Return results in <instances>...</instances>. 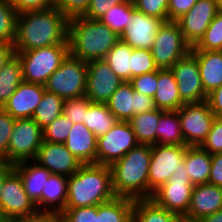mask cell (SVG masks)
Wrapping results in <instances>:
<instances>
[{
  "label": "cell",
  "mask_w": 222,
  "mask_h": 222,
  "mask_svg": "<svg viewBox=\"0 0 222 222\" xmlns=\"http://www.w3.org/2000/svg\"><path fill=\"white\" fill-rule=\"evenodd\" d=\"M69 19L56 7L18 13L16 51H27L68 42Z\"/></svg>",
  "instance_id": "cell-1"
},
{
  "label": "cell",
  "mask_w": 222,
  "mask_h": 222,
  "mask_svg": "<svg viewBox=\"0 0 222 222\" xmlns=\"http://www.w3.org/2000/svg\"><path fill=\"white\" fill-rule=\"evenodd\" d=\"M115 197L108 165L84 164L67 178L65 208L98 206Z\"/></svg>",
  "instance_id": "cell-2"
},
{
  "label": "cell",
  "mask_w": 222,
  "mask_h": 222,
  "mask_svg": "<svg viewBox=\"0 0 222 222\" xmlns=\"http://www.w3.org/2000/svg\"><path fill=\"white\" fill-rule=\"evenodd\" d=\"M151 145L139 144L110 165L116 196L149 199V167Z\"/></svg>",
  "instance_id": "cell-3"
},
{
  "label": "cell",
  "mask_w": 222,
  "mask_h": 222,
  "mask_svg": "<svg viewBox=\"0 0 222 222\" xmlns=\"http://www.w3.org/2000/svg\"><path fill=\"white\" fill-rule=\"evenodd\" d=\"M119 40L120 36L100 20L83 16L69 19V52L82 61L103 60Z\"/></svg>",
  "instance_id": "cell-4"
},
{
  "label": "cell",
  "mask_w": 222,
  "mask_h": 222,
  "mask_svg": "<svg viewBox=\"0 0 222 222\" xmlns=\"http://www.w3.org/2000/svg\"><path fill=\"white\" fill-rule=\"evenodd\" d=\"M69 54V44L15 52L21 62L23 80L43 86Z\"/></svg>",
  "instance_id": "cell-5"
},
{
  "label": "cell",
  "mask_w": 222,
  "mask_h": 222,
  "mask_svg": "<svg viewBox=\"0 0 222 222\" xmlns=\"http://www.w3.org/2000/svg\"><path fill=\"white\" fill-rule=\"evenodd\" d=\"M87 80V62L70 54L59 68L48 78L46 91L60 96L63 100L85 95Z\"/></svg>",
  "instance_id": "cell-6"
},
{
  "label": "cell",
  "mask_w": 222,
  "mask_h": 222,
  "mask_svg": "<svg viewBox=\"0 0 222 222\" xmlns=\"http://www.w3.org/2000/svg\"><path fill=\"white\" fill-rule=\"evenodd\" d=\"M190 50L191 47L185 42L179 24L175 21H166L155 35L151 53L158 69H170Z\"/></svg>",
  "instance_id": "cell-7"
},
{
  "label": "cell",
  "mask_w": 222,
  "mask_h": 222,
  "mask_svg": "<svg viewBox=\"0 0 222 222\" xmlns=\"http://www.w3.org/2000/svg\"><path fill=\"white\" fill-rule=\"evenodd\" d=\"M42 141V129L34 119H15L6 154V162L17 164L22 161H30L31 158L33 162Z\"/></svg>",
  "instance_id": "cell-8"
},
{
  "label": "cell",
  "mask_w": 222,
  "mask_h": 222,
  "mask_svg": "<svg viewBox=\"0 0 222 222\" xmlns=\"http://www.w3.org/2000/svg\"><path fill=\"white\" fill-rule=\"evenodd\" d=\"M186 172L183 160L181 168L177 172H174L170 180L157 189L151 198L158 206L182 218L187 214L189 209L194 187Z\"/></svg>",
  "instance_id": "cell-9"
},
{
  "label": "cell",
  "mask_w": 222,
  "mask_h": 222,
  "mask_svg": "<svg viewBox=\"0 0 222 222\" xmlns=\"http://www.w3.org/2000/svg\"><path fill=\"white\" fill-rule=\"evenodd\" d=\"M0 211L5 220L34 219L41 214L25 192L20 175L13 170L1 190Z\"/></svg>",
  "instance_id": "cell-10"
},
{
  "label": "cell",
  "mask_w": 222,
  "mask_h": 222,
  "mask_svg": "<svg viewBox=\"0 0 222 222\" xmlns=\"http://www.w3.org/2000/svg\"><path fill=\"white\" fill-rule=\"evenodd\" d=\"M185 145L155 144L151 146L149 167V199L153 193L170 180L171 175L181 168L184 160Z\"/></svg>",
  "instance_id": "cell-11"
},
{
  "label": "cell",
  "mask_w": 222,
  "mask_h": 222,
  "mask_svg": "<svg viewBox=\"0 0 222 222\" xmlns=\"http://www.w3.org/2000/svg\"><path fill=\"white\" fill-rule=\"evenodd\" d=\"M138 145L128 121H117L107 133L97 138L96 164L110 166Z\"/></svg>",
  "instance_id": "cell-12"
},
{
  "label": "cell",
  "mask_w": 222,
  "mask_h": 222,
  "mask_svg": "<svg viewBox=\"0 0 222 222\" xmlns=\"http://www.w3.org/2000/svg\"><path fill=\"white\" fill-rule=\"evenodd\" d=\"M177 111L185 146H201L216 118L209 104L206 101L184 104Z\"/></svg>",
  "instance_id": "cell-13"
},
{
  "label": "cell",
  "mask_w": 222,
  "mask_h": 222,
  "mask_svg": "<svg viewBox=\"0 0 222 222\" xmlns=\"http://www.w3.org/2000/svg\"><path fill=\"white\" fill-rule=\"evenodd\" d=\"M170 70L178 84L180 98L185 104L202 103L207 100L198 60L191 52L179 59Z\"/></svg>",
  "instance_id": "cell-14"
},
{
  "label": "cell",
  "mask_w": 222,
  "mask_h": 222,
  "mask_svg": "<svg viewBox=\"0 0 222 222\" xmlns=\"http://www.w3.org/2000/svg\"><path fill=\"white\" fill-rule=\"evenodd\" d=\"M123 82L104 60L87 62L85 95L92 103L106 104Z\"/></svg>",
  "instance_id": "cell-15"
},
{
  "label": "cell",
  "mask_w": 222,
  "mask_h": 222,
  "mask_svg": "<svg viewBox=\"0 0 222 222\" xmlns=\"http://www.w3.org/2000/svg\"><path fill=\"white\" fill-rule=\"evenodd\" d=\"M218 12L215 0H198L186 14L176 21L185 42L191 48L199 43Z\"/></svg>",
  "instance_id": "cell-16"
},
{
  "label": "cell",
  "mask_w": 222,
  "mask_h": 222,
  "mask_svg": "<svg viewBox=\"0 0 222 222\" xmlns=\"http://www.w3.org/2000/svg\"><path fill=\"white\" fill-rule=\"evenodd\" d=\"M34 161L47 168L51 174L66 177L73 175L82 166L64 143H50L47 141H42Z\"/></svg>",
  "instance_id": "cell-17"
},
{
  "label": "cell",
  "mask_w": 222,
  "mask_h": 222,
  "mask_svg": "<svg viewBox=\"0 0 222 222\" xmlns=\"http://www.w3.org/2000/svg\"><path fill=\"white\" fill-rule=\"evenodd\" d=\"M162 23L161 19L135 10L132 13L131 22L127 25L120 39L126 42L132 49L151 50L155 41V35Z\"/></svg>",
  "instance_id": "cell-18"
},
{
  "label": "cell",
  "mask_w": 222,
  "mask_h": 222,
  "mask_svg": "<svg viewBox=\"0 0 222 222\" xmlns=\"http://www.w3.org/2000/svg\"><path fill=\"white\" fill-rule=\"evenodd\" d=\"M222 209V187L205 183L194 185L184 222H198Z\"/></svg>",
  "instance_id": "cell-19"
},
{
  "label": "cell",
  "mask_w": 222,
  "mask_h": 222,
  "mask_svg": "<svg viewBox=\"0 0 222 222\" xmlns=\"http://www.w3.org/2000/svg\"><path fill=\"white\" fill-rule=\"evenodd\" d=\"M44 92L45 87L43 85L23 81L17 86L2 109L14 119L32 118Z\"/></svg>",
  "instance_id": "cell-20"
},
{
  "label": "cell",
  "mask_w": 222,
  "mask_h": 222,
  "mask_svg": "<svg viewBox=\"0 0 222 222\" xmlns=\"http://www.w3.org/2000/svg\"><path fill=\"white\" fill-rule=\"evenodd\" d=\"M64 145L82 165L96 164L97 137L83 123L73 124Z\"/></svg>",
  "instance_id": "cell-21"
},
{
  "label": "cell",
  "mask_w": 222,
  "mask_h": 222,
  "mask_svg": "<svg viewBox=\"0 0 222 222\" xmlns=\"http://www.w3.org/2000/svg\"><path fill=\"white\" fill-rule=\"evenodd\" d=\"M33 164L31 165L29 161H22L14 164V170L20 175L25 192L35 203L40 214H42L41 194L46 180L49 179L51 173L47 168L38 165L37 162L34 161Z\"/></svg>",
  "instance_id": "cell-22"
},
{
  "label": "cell",
  "mask_w": 222,
  "mask_h": 222,
  "mask_svg": "<svg viewBox=\"0 0 222 222\" xmlns=\"http://www.w3.org/2000/svg\"><path fill=\"white\" fill-rule=\"evenodd\" d=\"M198 60L206 94L222 86V51H190Z\"/></svg>",
  "instance_id": "cell-23"
},
{
  "label": "cell",
  "mask_w": 222,
  "mask_h": 222,
  "mask_svg": "<svg viewBox=\"0 0 222 222\" xmlns=\"http://www.w3.org/2000/svg\"><path fill=\"white\" fill-rule=\"evenodd\" d=\"M153 99L155 107L164 111H177L185 104L170 69H158V84Z\"/></svg>",
  "instance_id": "cell-24"
},
{
  "label": "cell",
  "mask_w": 222,
  "mask_h": 222,
  "mask_svg": "<svg viewBox=\"0 0 222 222\" xmlns=\"http://www.w3.org/2000/svg\"><path fill=\"white\" fill-rule=\"evenodd\" d=\"M67 178L64 175L51 174L46 180L41 194L42 214L59 215L65 209ZM42 205L45 207L44 209Z\"/></svg>",
  "instance_id": "cell-25"
},
{
  "label": "cell",
  "mask_w": 222,
  "mask_h": 222,
  "mask_svg": "<svg viewBox=\"0 0 222 222\" xmlns=\"http://www.w3.org/2000/svg\"><path fill=\"white\" fill-rule=\"evenodd\" d=\"M212 155L200 146H188L184 155L186 173L193 185L208 183Z\"/></svg>",
  "instance_id": "cell-26"
},
{
  "label": "cell",
  "mask_w": 222,
  "mask_h": 222,
  "mask_svg": "<svg viewBox=\"0 0 222 222\" xmlns=\"http://www.w3.org/2000/svg\"><path fill=\"white\" fill-rule=\"evenodd\" d=\"M132 222H184L183 218L158 206L152 199H135Z\"/></svg>",
  "instance_id": "cell-27"
},
{
  "label": "cell",
  "mask_w": 222,
  "mask_h": 222,
  "mask_svg": "<svg viewBox=\"0 0 222 222\" xmlns=\"http://www.w3.org/2000/svg\"><path fill=\"white\" fill-rule=\"evenodd\" d=\"M164 112L161 109H154L140 114L133 115L128 121L133 129L136 139L142 145L156 144V127L160 115Z\"/></svg>",
  "instance_id": "cell-28"
},
{
  "label": "cell",
  "mask_w": 222,
  "mask_h": 222,
  "mask_svg": "<svg viewBox=\"0 0 222 222\" xmlns=\"http://www.w3.org/2000/svg\"><path fill=\"white\" fill-rule=\"evenodd\" d=\"M134 199L116 196L97 206V222H132Z\"/></svg>",
  "instance_id": "cell-29"
},
{
  "label": "cell",
  "mask_w": 222,
  "mask_h": 222,
  "mask_svg": "<svg viewBox=\"0 0 222 222\" xmlns=\"http://www.w3.org/2000/svg\"><path fill=\"white\" fill-rule=\"evenodd\" d=\"M134 89L129 81H124L106 103L118 121H129L135 115Z\"/></svg>",
  "instance_id": "cell-30"
},
{
  "label": "cell",
  "mask_w": 222,
  "mask_h": 222,
  "mask_svg": "<svg viewBox=\"0 0 222 222\" xmlns=\"http://www.w3.org/2000/svg\"><path fill=\"white\" fill-rule=\"evenodd\" d=\"M155 130L156 144L185 145L178 111H164Z\"/></svg>",
  "instance_id": "cell-31"
},
{
  "label": "cell",
  "mask_w": 222,
  "mask_h": 222,
  "mask_svg": "<svg viewBox=\"0 0 222 222\" xmlns=\"http://www.w3.org/2000/svg\"><path fill=\"white\" fill-rule=\"evenodd\" d=\"M132 50L120 39L103 59L123 81H129L132 78Z\"/></svg>",
  "instance_id": "cell-32"
},
{
  "label": "cell",
  "mask_w": 222,
  "mask_h": 222,
  "mask_svg": "<svg viewBox=\"0 0 222 222\" xmlns=\"http://www.w3.org/2000/svg\"><path fill=\"white\" fill-rule=\"evenodd\" d=\"M117 121L107 104L91 103L88 106L83 124L98 138L107 133Z\"/></svg>",
  "instance_id": "cell-33"
},
{
  "label": "cell",
  "mask_w": 222,
  "mask_h": 222,
  "mask_svg": "<svg viewBox=\"0 0 222 222\" xmlns=\"http://www.w3.org/2000/svg\"><path fill=\"white\" fill-rule=\"evenodd\" d=\"M23 81L21 62L14 55L0 71V108L4 106L17 86Z\"/></svg>",
  "instance_id": "cell-34"
},
{
  "label": "cell",
  "mask_w": 222,
  "mask_h": 222,
  "mask_svg": "<svg viewBox=\"0 0 222 222\" xmlns=\"http://www.w3.org/2000/svg\"><path fill=\"white\" fill-rule=\"evenodd\" d=\"M63 103L64 100L60 96L45 90L32 119L43 130L62 114Z\"/></svg>",
  "instance_id": "cell-35"
},
{
  "label": "cell",
  "mask_w": 222,
  "mask_h": 222,
  "mask_svg": "<svg viewBox=\"0 0 222 222\" xmlns=\"http://www.w3.org/2000/svg\"><path fill=\"white\" fill-rule=\"evenodd\" d=\"M135 10L133 0H127L111 7L99 20L121 36L131 22Z\"/></svg>",
  "instance_id": "cell-36"
},
{
  "label": "cell",
  "mask_w": 222,
  "mask_h": 222,
  "mask_svg": "<svg viewBox=\"0 0 222 222\" xmlns=\"http://www.w3.org/2000/svg\"><path fill=\"white\" fill-rule=\"evenodd\" d=\"M18 12L10 0H0V43L13 45L16 37Z\"/></svg>",
  "instance_id": "cell-37"
},
{
  "label": "cell",
  "mask_w": 222,
  "mask_h": 222,
  "mask_svg": "<svg viewBox=\"0 0 222 222\" xmlns=\"http://www.w3.org/2000/svg\"><path fill=\"white\" fill-rule=\"evenodd\" d=\"M190 51H222V12H218L202 39Z\"/></svg>",
  "instance_id": "cell-38"
},
{
  "label": "cell",
  "mask_w": 222,
  "mask_h": 222,
  "mask_svg": "<svg viewBox=\"0 0 222 222\" xmlns=\"http://www.w3.org/2000/svg\"><path fill=\"white\" fill-rule=\"evenodd\" d=\"M73 123L63 114L42 130L43 141L64 143L69 136Z\"/></svg>",
  "instance_id": "cell-39"
},
{
  "label": "cell",
  "mask_w": 222,
  "mask_h": 222,
  "mask_svg": "<svg viewBox=\"0 0 222 222\" xmlns=\"http://www.w3.org/2000/svg\"><path fill=\"white\" fill-rule=\"evenodd\" d=\"M92 102L84 95L78 98L64 100L62 114L66 116L73 124L85 123V114L88 106Z\"/></svg>",
  "instance_id": "cell-40"
},
{
  "label": "cell",
  "mask_w": 222,
  "mask_h": 222,
  "mask_svg": "<svg viewBox=\"0 0 222 222\" xmlns=\"http://www.w3.org/2000/svg\"><path fill=\"white\" fill-rule=\"evenodd\" d=\"M156 70H158V67L155 65L151 50H132V78Z\"/></svg>",
  "instance_id": "cell-41"
},
{
  "label": "cell",
  "mask_w": 222,
  "mask_h": 222,
  "mask_svg": "<svg viewBox=\"0 0 222 222\" xmlns=\"http://www.w3.org/2000/svg\"><path fill=\"white\" fill-rule=\"evenodd\" d=\"M133 3L137 11L168 21V0H133Z\"/></svg>",
  "instance_id": "cell-42"
},
{
  "label": "cell",
  "mask_w": 222,
  "mask_h": 222,
  "mask_svg": "<svg viewBox=\"0 0 222 222\" xmlns=\"http://www.w3.org/2000/svg\"><path fill=\"white\" fill-rule=\"evenodd\" d=\"M129 82L134 91L154 97L158 84V70L135 76Z\"/></svg>",
  "instance_id": "cell-43"
},
{
  "label": "cell",
  "mask_w": 222,
  "mask_h": 222,
  "mask_svg": "<svg viewBox=\"0 0 222 222\" xmlns=\"http://www.w3.org/2000/svg\"><path fill=\"white\" fill-rule=\"evenodd\" d=\"M59 215L64 222H97V206L65 208Z\"/></svg>",
  "instance_id": "cell-44"
},
{
  "label": "cell",
  "mask_w": 222,
  "mask_h": 222,
  "mask_svg": "<svg viewBox=\"0 0 222 222\" xmlns=\"http://www.w3.org/2000/svg\"><path fill=\"white\" fill-rule=\"evenodd\" d=\"M200 147L211 155L222 153V118H215L211 130Z\"/></svg>",
  "instance_id": "cell-45"
},
{
  "label": "cell",
  "mask_w": 222,
  "mask_h": 222,
  "mask_svg": "<svg viewBox=\"0 0 222 222\" xmlns=\"http://www.w3.org/2000/svg\"><path fill=\"white\" fill-rule=\"evenodd\" d=\"M15 119L0 108V160L6 161V154Z\"/></svg>",
  "instance_id": "cell-46"
},
{
  "label": "cell",
  "mask_w": 222,
  "mask_h": 222,
  "mask_svg": "<svg viewBox=\"0 0 222 222\" xmlns=\"http://www.w3.org/2000/svg\"><path fill=\"white\" fill-rule=\"evenodd\" d=\"M91 0H55V5L68 19L83 16Z\"/></svg>",
  "instance_id": "cell-47"
},
{
  "label": "cell",
  "mask_w": 222,
  "mask_h": 222,
  "mask_svg": "<svg viewBox=\"0 0 222 222\" xmlns=\"http://www.w3.org/2000/svg\"><path fill=\"white\" fill-rule=\"evenodd\" d=\"M127 0H91L86 13V19L99 20L111 7Z\"/></svg>",
  "instance_id": "cell-48"
},
{
  "label": "cell",
  "mask_w": 222,
  "mask_h": 222,
  "mask_svg": "<svg viewBox=\"0 0 222 222\" xmlns=\"http://www.w3.org/2000/svg\"><path fill=\"white\" fill-rule=\"evenodd\" d=\"M10 3L18 13H21L53 8L55 0H10Z\"/></svg>",
  "instance_id": "cell-49"
},
{
  "label": "cell",
  "mask_w": 222,
  "mask_h": 222,
  "mask_svg": "<svg viewBox=\"0 0 222 222\" xmlns=\"http://www.w3.org/2000/svg\"><path fill=\"white\" fill-rule=\"evenodd\" d=\"M198 0H168V21H177L186 14Z\"/></svg>",
  "instance_id": "cell-50"
},
{
  "label": "cell",
  "mask_w": 222,
  "mask_h": 222,
  "mask_svg": "<svg viewBox=\"0 0 222 222\" xmlns=\"http://www.w3.org/2000/svg\"><path fill=\"white\" fill-rule=\"evenodd\" d=\"M208 183L222 187V153L212 155Z\"/></svg>",
  "instance_id": "cell-51"
},
{
  "label": "cell",
  "mask_w": 222,
  "mask_h": 222,
  "mask_svg": "<svg viewBox=\"0 0 222 222\" xmlns=\"http://www.w3.org/2000/svg\"><path fill=\"white\" fill-rule=\"evenodd\" d=\"M206 102L211 107V110L216 118H222V86L207 94Z\"/></svg>",
  "instance_id": "cell-52"
},
{
  "label": "cell",
  "mask_w": 222,
  "mask_h": 222,
  "mask_svg": "<svg viewBox=\"0 0 222 222\" xmlns=\"http://www.w3.org/2000/svg\"><path fill=\"white\" fill-rule=\"evenodd\" d=\"M133 97H135V115L156 109L153 97L136 91Z\"/></svg>",
  "instance_id": "cell-53"
},
{
  "label": "cell",
  "mask_w": 222,
  "mask_h": 222,
  "mask_svg": "<svg viewBox=\"0 0 222 222\" xmlns=\"http://www.w3.org/2000/svg\"><path fill=\"white\" fill-rule=\"evenodd\" d=\"M15 55L11 44L0 43V71L3 66Z\"/></svg>",
  "instance_id": "cell-54"
},
{
  "label": "cell",
  "mask_w": 222,
  "mask_h": 222,
  "mask_svg": "<svg viewBox=\"0 0 222 222\" xmlns=\"http://www.w3.org/2000/svg\"><path fill=\"white\" fill-rule=\"evenodd\" d=\"M14 170V164L0 160V198L6 177Z\"/></svg>",
  "instance_id": "cell-55"
},
{
  "label": "cell",
  "mask_w": 222,
  "mask_h": 222,
  "mask_svg": "<svg viewBox=\"0 0 222 222\" xmlns=\"http://www.w3.org/2000/svg\"><path fill=\"white\" fill-rule=\"evenodd\" d=\"M34 222H64V220L60 215L41 214L39 217L34 218Z\"/></svg>",
  "instance_id": "cell-56"
},
{
  "label": "cell",
  "mask_w": 222,
  "mask_h": 222,
  "mask_svg": "<svg viewBox=\"0 0 222 222\" xmlns=\"http://www.w3.org/2000/svg\"><path fill=\"white\" fill-rule=\"evenodd\" d=\"M198 222H222V209L214 214L203 217Z\"/></svg>",
  "instance_id": "cell-57"
},
{
  "label": "cell",
  "mask_w": 222,
  "mask_h": 222,
  "mask_svg": "<svg viewBox=\"0 0 222 222\" xmlns=\"http://www.w3.org/2000/svg\"><path fill=\"white\" fill-rule=\"evenodd\" d=\"M4 222H34V219H15V220H4Z\"/></svg>",
  "instance_id": "cell-58"
},
{
  "label": "cell",
  "mask_w": 222,
  "mask_h": 222,
  "mask_svg": "<svg viewBox=\"0 0 222 222\" xmlns=\"http://www.w3.org/2000/svg\"><path fill=\"white\" fill-rule=\"evenodd\" d=\"M218 10L222 12V0H215Z\"/></svg>",
  "instance_id": "cell-59"
},
{
  "label": "cell",
  "mask_w": 222,
  "mask_h": 222,
  "mask_svg": "<svg viewBox=\"0 0 222 222\" xmlns=\"http://www.w3.org/2000/svg\"><path fill=\"white\" fill-rule=\"evenodd\" d=\"M4 217H3V215H2V213H1V211H0V222H4Z\"/></svg>",
  "instance_id": "cell-60"
}]
</instances>
